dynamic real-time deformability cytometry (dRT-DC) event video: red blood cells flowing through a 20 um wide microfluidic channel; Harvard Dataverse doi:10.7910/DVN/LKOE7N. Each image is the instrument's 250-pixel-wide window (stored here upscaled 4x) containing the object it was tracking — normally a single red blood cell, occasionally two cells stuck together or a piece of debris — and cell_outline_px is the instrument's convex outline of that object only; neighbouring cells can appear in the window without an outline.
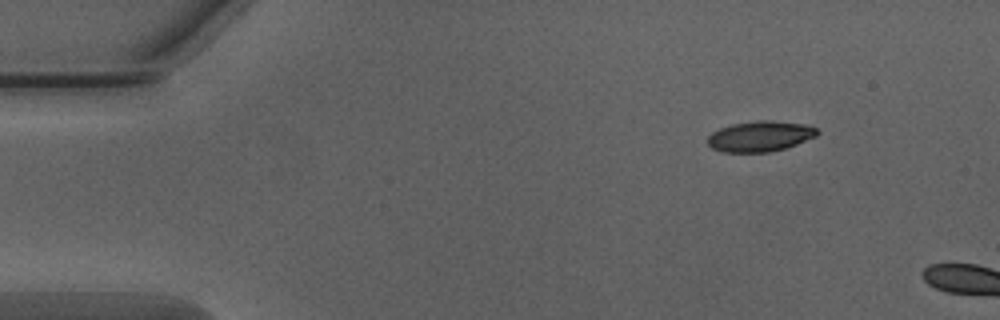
{"species": "Egyptian fruit bat (a non-hibernating species)", "species_latin": "Rousettus aegyptiacus", "temperature_condition": "warm", "stored_images_in_passage": 7, "camera_frame_rate_fps": 3000, "um_per_image_px": 0.085, "animal": {"sex": "male"}, "frame": {"image": 1, "passage_image": 1, "time_ms": 0.0, "image_size_px": [1000, 320], "cell_outline_px": [[820, 132], [816, 136], [796, 144], [784, 148], [768, 152], [720, 152], [712, 148], [708, 144], [708, 136], [712, 132], [720, 128], [732, 124], [756, 120], [772, 120], [804, 124], [816, 128]], "centroid_in_image_um": [64.59, 11.58], "position_along_channel_um": 20.4, "area_um2": 19.48}}